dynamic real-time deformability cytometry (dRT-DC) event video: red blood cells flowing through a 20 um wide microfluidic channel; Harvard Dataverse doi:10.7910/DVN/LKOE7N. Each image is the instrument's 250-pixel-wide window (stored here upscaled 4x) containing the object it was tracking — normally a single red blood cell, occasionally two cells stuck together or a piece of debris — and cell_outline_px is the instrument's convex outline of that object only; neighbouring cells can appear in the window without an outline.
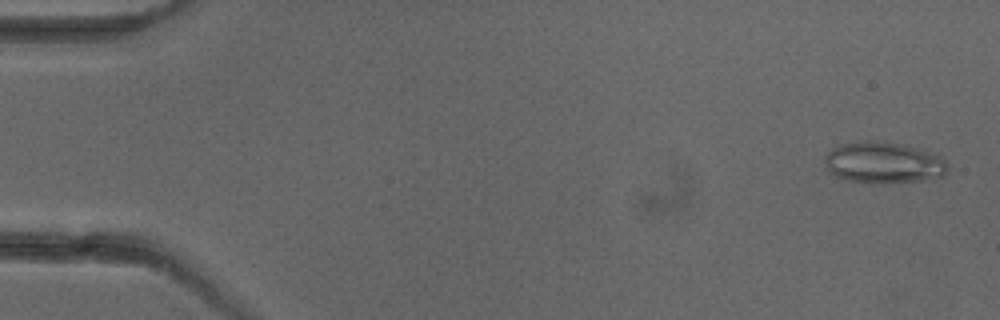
{"species": "common noctule bat (a hibernating species)", "species_latin": "Nyctalus noctula", "temperature_condition": "cold", "stored_images_in_passage": 5, "camera_frame_rate_fps": 3000, "um_per_image_px": 0.085, "animal": {"sex": "female"}, "frame": {"image": 1, "passage_image": 1, "time_ms": 0.0, "image_size_px": [1000, 320], "cell_outline_px": [[948, 172], [944, 176], [924, 180], [848, 180], [836, 176], [824, 168], [824, 156], [832, 148], [840, 144], [868, 140], [872, 140], [900, 144], [916, 148], [940, 156], [948, 164]], "centroid_in_image_um": [75.07, 13.78], "position_along_channel_um": 9.9, "area_um2": 28.73}}